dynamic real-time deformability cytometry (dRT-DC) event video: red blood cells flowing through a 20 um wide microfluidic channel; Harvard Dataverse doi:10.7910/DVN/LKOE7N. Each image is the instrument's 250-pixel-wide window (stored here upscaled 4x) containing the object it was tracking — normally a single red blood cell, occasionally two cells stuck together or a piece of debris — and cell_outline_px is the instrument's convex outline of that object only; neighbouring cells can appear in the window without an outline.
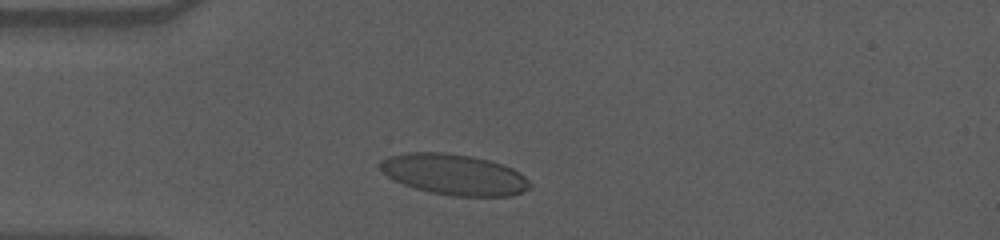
{"species": "human", "species_latin": "Homo sapiens", "temperature_condition": "cold", "stored_images_in_passage": 38, "camera_frame_rate_fps": 3000, "um_per_image_px": 0.085, "donor": {"sex": "male"}, "frame": {"image": 1, "passage_image": 6, "time_ms": 1.667, "image_size_px": [1000, 240], "cell_outline_px": [[532, 184], [528, 188], [512, 196], [452, 196], [432, 192], [416, 188], [392, 180], [380, 168], [380, 160], [388, 156], [404, 152], [444, 152], [472, 156], [488, 160], [512, 168], [520, 172]], "centroid_in_image_um": [38.58, 14.82], "position_along_channel_um": 46.4, "area_um2": 35.55}}
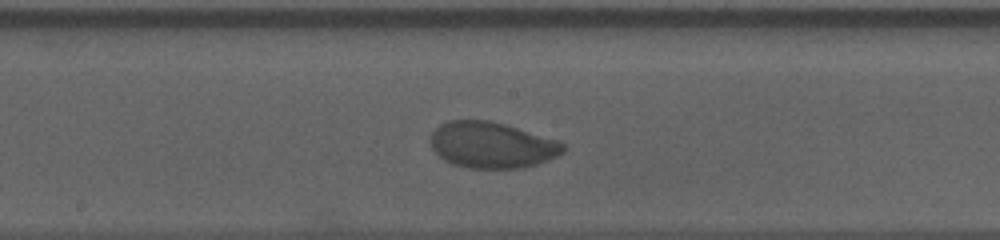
{"frame": {"image": 2, "passage_image": 21, "time_ms": 6.667, "image_size_px": [1000, 240], "cell_outline_px": [[568, 148], [564, 152], [548, 160], [524, 168], [468, 168], [452, 164], [444, 160], [432, 148], [432, 132], [440, 124], [448, 120], [492, 120], [560, 140]], "centroid_in_image_um": [41.85, 12.32], "position_along_channel_um": 206.3, "area_um2": 35.89}}
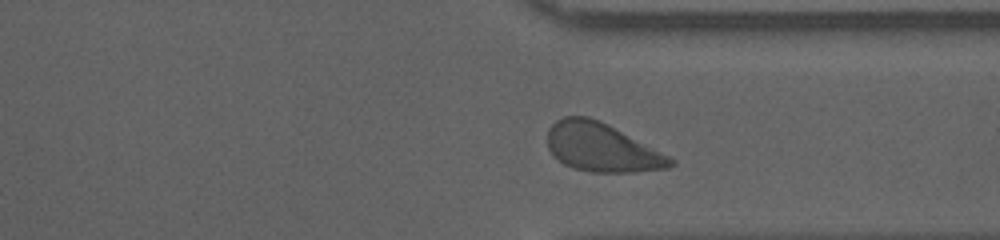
{"frame": {"image": 3, "passage_image": 34, "time_ms": 11.0, "image_size_px": [1000, 240], "cell_outline_px": [[676, 164], [668, 168], [636, 172], [592, 172], [572, 168], [564, 164], [552, 156], [548, 148], [548, 128], [556, 120], [564, 116], [588, 116], [600, 120], [608, 124], [676, 160]], "centroid_in_image_um": [51.12, 12.54], "position_along_channel_um": 360.3, "area_um2": 34.85}, "authors_computed_cell_mechanics": {"area_um2": 35.3447, "velocity_mm_per_s": 3.5562, "shape_relaxation_time_tau1_ms": 2.6922, "shape_relaxation_time_tau2_ms": 1.3986, "deformation_change_tau1": 0.1351, "deformation_change_tau2": 0.0546}}